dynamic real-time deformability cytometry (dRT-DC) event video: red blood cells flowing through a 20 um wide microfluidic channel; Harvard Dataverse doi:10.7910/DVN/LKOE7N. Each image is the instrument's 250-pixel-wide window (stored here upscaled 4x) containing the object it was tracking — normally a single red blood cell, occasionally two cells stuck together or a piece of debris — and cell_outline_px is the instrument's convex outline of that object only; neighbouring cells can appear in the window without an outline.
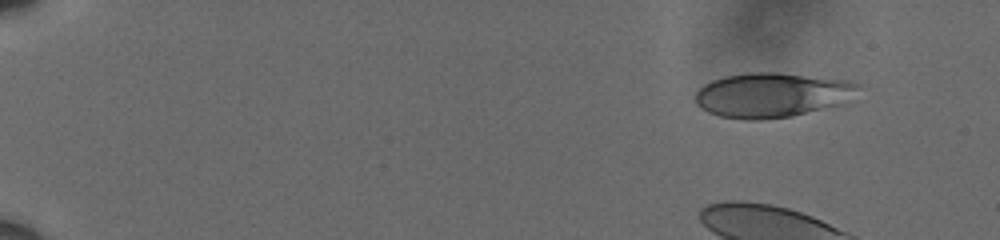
{"species": "human", "species_latin": "Homo sapiens", "temperature_condition": "cold", "stored_images_in_passage": 47, "camera_frame_rate_fps": 3000, "um_per_image_px": 0.085, "donor": {"sex": "male"}, "frame": {"image": 1, "passage_image": 1, "time_ms": 0.0, "image_size_px": [1000, 240], "cell_outline_px": [[860, 84], [848, 104], [792, 116], [760, 120], [748, 120], [720, 116], [708, 112], [700, 108], [696, 104], [696, 92], [704, 84], [712, 80], [724, 76], [748, 72], [776, 72], [848, 80]], "centroid_in_image_um": [65.65, 8.08], "position_along_channel_um": 19.3, "area_um2": 42.89}}